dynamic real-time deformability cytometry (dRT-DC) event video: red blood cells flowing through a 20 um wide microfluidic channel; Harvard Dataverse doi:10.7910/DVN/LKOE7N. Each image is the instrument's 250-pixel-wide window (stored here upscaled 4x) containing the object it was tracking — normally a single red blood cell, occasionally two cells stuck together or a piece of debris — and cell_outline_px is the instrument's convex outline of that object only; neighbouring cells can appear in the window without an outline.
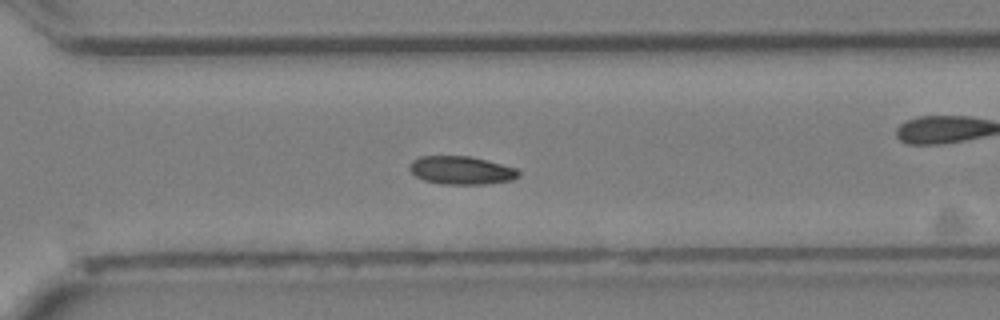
{"species": "Egyptian fruit bat (a non-hibernating species)", "species_latin": "Rousettus aegyptiacus", "temperature_condition": "cold", "stored_images_in_passage": 34, "camera_frame_rate_fps": 3000, "um_per_image_px": 0.085, "animal": {"sex": "female"}, "frame": {"image": 1, "passage_image": 24, "time_ms": 7.667, "image_size_px": [1000, 320], "cell_outline_px": [[520, 172], [512, 180], [484, 184], [440, 184], [424, 180], [416, 176], [408, 168], [408, 164], [412, 160], [420, 156], [472, 156], [488, 160], [516, 168]], "centroid_in_image_um": [39.17, 14.46], "position_along_channel_um": 331.4, "area_um2": 17.98}}